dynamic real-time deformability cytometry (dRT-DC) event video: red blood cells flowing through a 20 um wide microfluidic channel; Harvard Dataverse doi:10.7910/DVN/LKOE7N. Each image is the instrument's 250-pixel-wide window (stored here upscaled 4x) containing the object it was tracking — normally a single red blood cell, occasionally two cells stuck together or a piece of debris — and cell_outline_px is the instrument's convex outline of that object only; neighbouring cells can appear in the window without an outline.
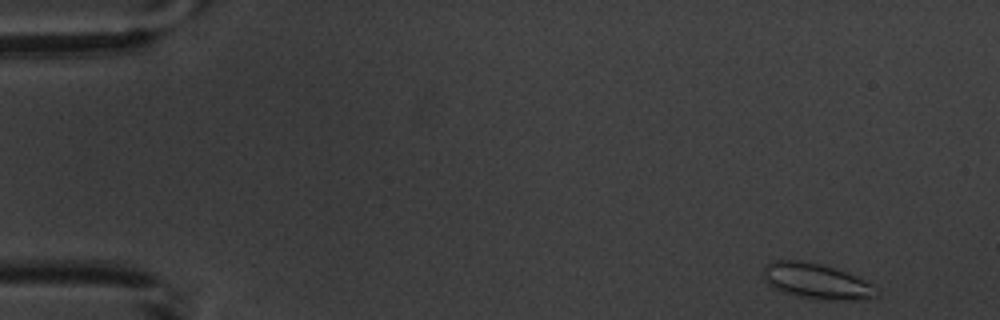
{"species": "common noctule bat (a hibernating species)", "species_latin": "Nyctalus noctula", "temperature_condition": "warm", "stored_images_in_passage": 6, "camera_frame_rate_fps": 3000, "um_per_image_px": 0.085, "animal": {"sex": "male", "body_mass_g": 20.1, "forearm_length_mm": 53.5}, "frame": {"image": 1, "passage_image": 1, "time_ms": 0.0, "image_size_px": [1000, 320], "cell_outline_px": [[880, 288], [876, 296], [864, 300], [816, 300], [784, 292], [772, 288], [764, 280], [764, 268], [768, 264], [776, 260], [796, 260], [820, 264], [860, 276]], "centroid_in_image_um": [69.48, 23.92], "position_along_channel_um": 15.5, "area_um2": 23.7}}
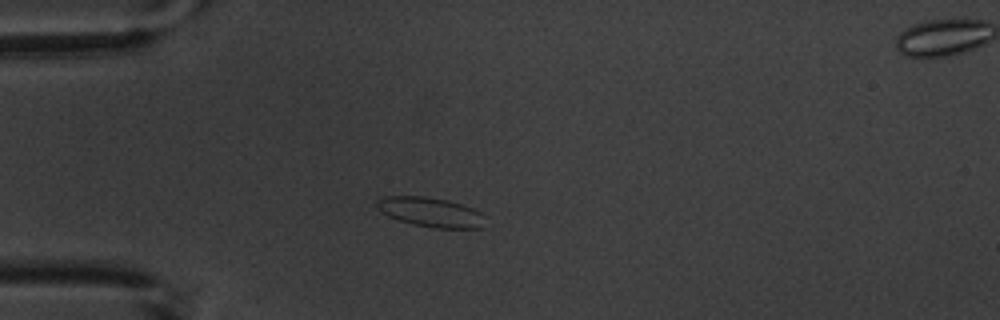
{"frame": {"image": 2, "passage_image": 4, "time_ms": 3.667, "image_size_px": [1000, 320], "cell_outline_px": [[484, 216], [480, 228], [432, 228], [412, 224], [388, 216], [376, 208], [376, 200], [384, 196], [424, 196], [448, 200], [472, 208], [480, 212]], "centroid_in_image_um": [36.55, 18.02], "position_along_channel_um": 48.5, "area_um2": 18.55}}
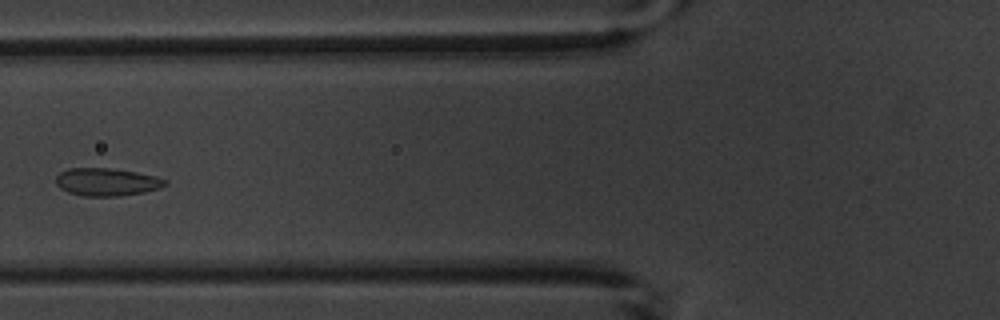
{"frame": {"image": 3, "passage_image": 6, "time_ms": 6.0, "image_size_px": [1000, 320], "cell_outline_px": [[168, 184], [160, 188], [144, 192], [116, 196], [84, 196], [68, 192], [60, 188], [56, 184], [56, 176], [60, 172], [68, 168], [108, 168], [136, 172], [156, 176], [168, 180]], "centroid_in_image_um": [9.08, 15.46], "position_along_channel_um": 116.7, "area_um2": 17.69}}